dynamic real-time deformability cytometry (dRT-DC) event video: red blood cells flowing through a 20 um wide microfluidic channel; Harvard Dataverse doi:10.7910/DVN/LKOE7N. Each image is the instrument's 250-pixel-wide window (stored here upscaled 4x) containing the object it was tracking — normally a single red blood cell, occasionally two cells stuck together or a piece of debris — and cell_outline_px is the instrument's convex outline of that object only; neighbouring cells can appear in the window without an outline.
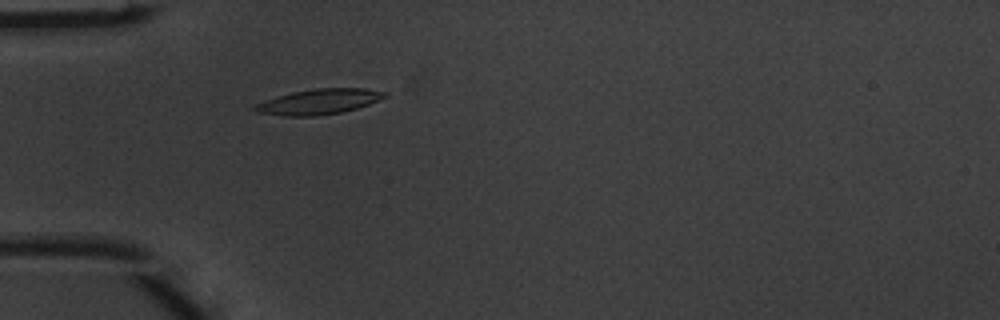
{"species": "common noctule bat (a hibernating species)", "species_latin": "Nyctalus noctula", "temperature_condition": "warm", "stored_images_in_passage": 3, "camera_frame_rate_fps": 3000, "um_per_image_px": 0.085, "animal": {"sex": "male", "body_mass_g": 20.1, "forearm_length_mm": 53.5}, "frame": {"image": 1, "passage_image": 3, "time_ms": 0.667, "image_size_px": [1000, 320], "cell_outline_px": [[388, 96], [368, 104], [356, 108], [340, 112], [312, 116], [284, 116], [256, 112], [252, 108], [256, 104], [264, 100], [276, 96], [292, 92], [316, 88], [364, 88], [388, 92]], "centroid_in_image_um": [27.09, 8.63], "position_along_channel_um": 57.9, "area_um2": 19.07}}